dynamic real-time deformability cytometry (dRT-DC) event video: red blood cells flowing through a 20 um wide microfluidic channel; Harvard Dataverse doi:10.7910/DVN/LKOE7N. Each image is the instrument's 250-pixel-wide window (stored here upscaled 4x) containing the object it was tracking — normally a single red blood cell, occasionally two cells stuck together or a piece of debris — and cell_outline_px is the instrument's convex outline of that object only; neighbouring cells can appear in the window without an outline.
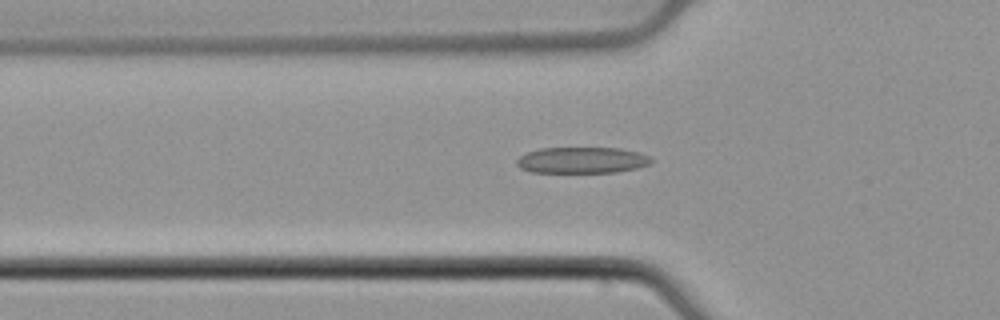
{"species": "common noctule bat (a hibernating species)", "species_latin": "Nyctalus noctula", "temperature_condition": "cold", "stored_images_in_passage": 53, "camera_frame_rate_fps": 3000, "um_per_image_px": 0.085, "animal": {"sex": "male", "body_mass_g": 21.5, "forearm_length_mm": 52.0}, "frame": {"image": 1, "passage_image": 18, "time_ms": 5.667, "image_size_px": [1000, 320], "cell_outline_px": [[652, 160], [648, 164], [636, 168], [616, 172], [532, 172], [520, 168], [516, 164], [516, 160], [520, 156], [528, 152], [540, 148], [620, 148], [640, 152], [648, 156]], "centroid_in_image_um": [49.45, 13.61], "position_along_channel_um": 76.4, "area_um2": 20.4}}
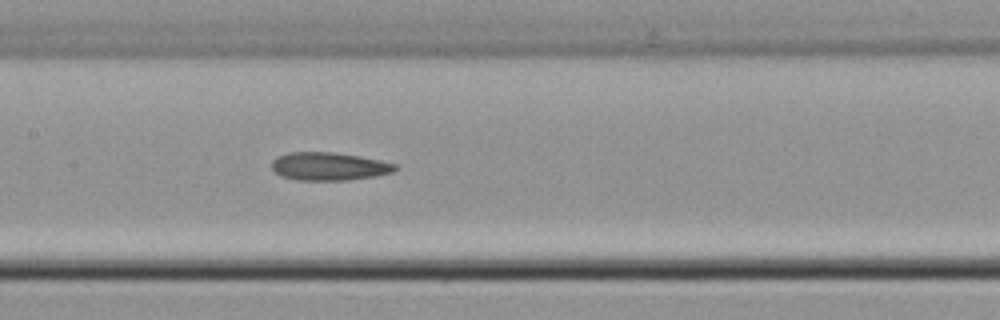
{"frame": {"image": 2, "passage_image": 26, "time_ms": 8.333, "image_size_px": [1000, 320], "cell_outline_px": [[396, 168], [392, 172], [372, 176], [348, 180], [296, 180], [280, 176], [272, 168], [272, 160], [276, 156], [288, 152], [332, 152], [360, 156], [380, 160], [396, 164]], "centroid_in_image_um": [27.91, 14.13], "position_along_channel_um": 179.5, "area_um2": 20.11}}
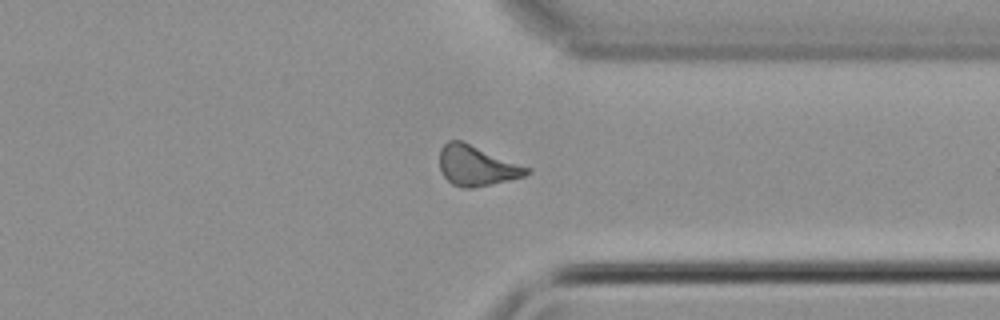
{"frame": {"image": 3, "passage_image": 41, "time_ms": 13.333, "image_size_px": [1000, 320], "cell_outline_px": [[532, 172], [524, 176], [492, 184], [472, 188], [460, 188], [452, 184], [440, 172], [440, 148], [448, 140], [460, 140], [532, 168]], "centroid_in_image_um": [40.52, 14.09], "position_along_channel_um": 370.9, "area_um2": 20.46}}